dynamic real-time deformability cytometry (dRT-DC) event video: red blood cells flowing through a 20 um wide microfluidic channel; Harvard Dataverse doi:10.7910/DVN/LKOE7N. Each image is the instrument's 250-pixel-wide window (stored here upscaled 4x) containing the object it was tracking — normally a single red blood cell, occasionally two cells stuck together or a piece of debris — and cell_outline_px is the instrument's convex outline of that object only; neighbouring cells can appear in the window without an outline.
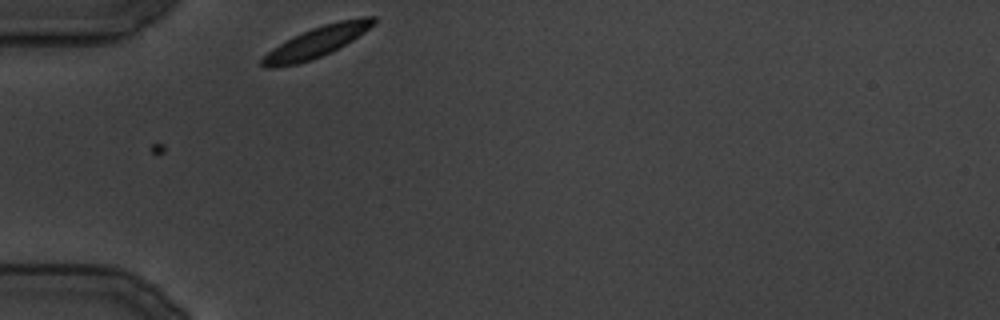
{"species": "common noctule bat (a hibernating species)", "species_latin": "Nyctalus noctula", "temperature_condition": "cold", "stored_images_in_passage": 15, "camera_frame_rate_fps": 3000, "um_per_image_px": 0.085, "animal": {"sex": "male", "body_mass_g": 19.5, "forearm_length_mm": 54.6}, "frame": {"image": 1, "passage_image": 1, "time_ms": 0.0, "image_size_px": [1000, 320], "cell_outline_px": [[376, 20], [364, 32], [352, 40], [332, 52], [312, 60], [296, 64], [272, 68], [264, 68], [260, 64], [260, 60], [272, 48], [312, 28], [324, 24], [340, 20], [364, 16], [376, 16]], "centroid_in_image_um": [26.9, 3.59], "position_along_channel_um": 58.1, "area_um2": 19.59}}